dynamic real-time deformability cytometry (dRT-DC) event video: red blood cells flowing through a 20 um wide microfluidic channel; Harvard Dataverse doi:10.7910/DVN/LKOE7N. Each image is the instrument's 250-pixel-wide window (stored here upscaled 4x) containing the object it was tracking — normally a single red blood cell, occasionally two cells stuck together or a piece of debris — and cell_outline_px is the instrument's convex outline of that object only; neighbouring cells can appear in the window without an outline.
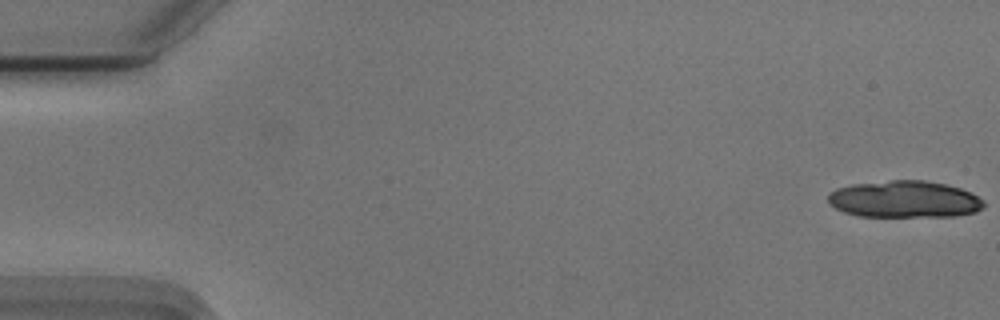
{"species": "Egyptian fruit bat (a non-hibernating species)", "species_latin": "Rousettus aegyptiacus", "temperature_condition": "cold", "stored_images_in_passage": 16, "camera_frame_rate_fps": 3000, "um_per_image_px": 0.085, "animal": {"sex": "male"}, "frame": {"image": 1, "passage_image": 1, "time_ms": 0.0, "image_size_px": [1000, 320], "cell_outline_px": [[984, 208], [976, 212], [956, 216], [856, 216], [844, 212], [828, 204], [828, 196], [836, 188], [852, 184], [892, 180], [924, 180], [944, 184], [960, 188], [972, 192], [984, 200]], "centroid_in_image_um": [76.9, 16.94], "position_along_channel_um": 8.1, "area_um2": 33.64}}